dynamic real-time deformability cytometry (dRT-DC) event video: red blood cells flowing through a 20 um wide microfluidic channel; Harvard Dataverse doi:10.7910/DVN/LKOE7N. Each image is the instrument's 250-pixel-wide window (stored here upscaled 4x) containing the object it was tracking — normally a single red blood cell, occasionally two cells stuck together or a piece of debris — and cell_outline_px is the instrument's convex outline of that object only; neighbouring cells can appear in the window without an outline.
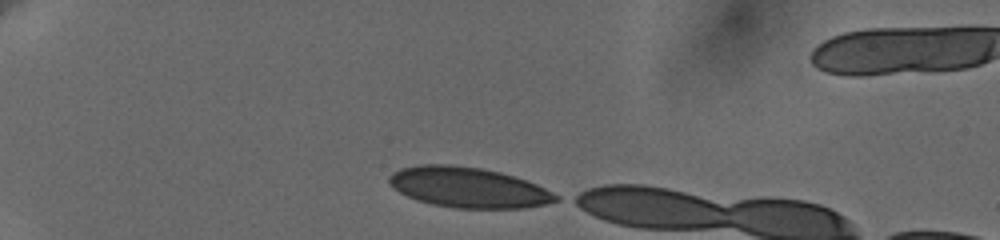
{"species": "human", "species_latin": "Homo sapiens", "temperature_condition": "cold", "stored_images_in_passage": 9, "camera_frame_rate_fps": 3000, "um_per_image_px": 0.085, "donor": {"sex": "female"}, "frame": {"image": 1, "passage_image": 1, "time_ms": 0.0, "image_size_px": [1000, 240], "cell_outline_px": [[560, 200], [544, 204], [524, 208], [456, 208], [432, 204], [416, 200], [400, 192], [388, 184], [388, 176], [392, 172], [400, 168], [420, 164], [452, 164], [480, 168], [500, 172], [536, 184], [560, 196]], "centroid_in_image_um": [39.76, 15.92], "position_along_channel_um": 45.2, "area_um2": 39.19}}
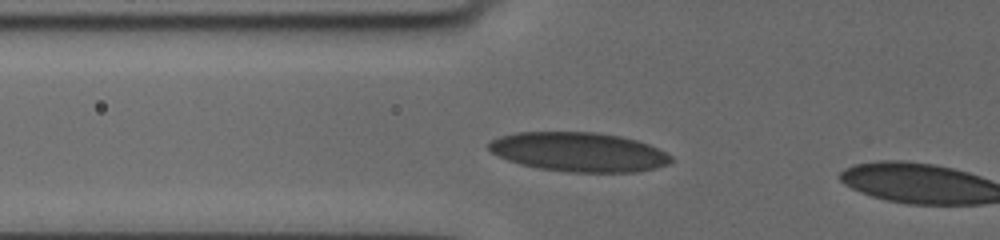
{"frame": {"image": 2, "passage_image": 8, "time_ms": 2.333, "image_size_px": [1000, 240], "cell_outline_px": [[672, 160], [668, 164], [656, 168], [636, 172], [568, 172], [540, 168], [520, 164], [508, 160], [492, 152], [488, 148], [488, 144], [492, 140], [500, 136], [516, 132], [596, 132], [620, 136], [636, 140], [648, 144], [672, 156]], "centroid_in_image_um": [49.2, 12.92], "position_along_channel_um": 76.6, "area_um2": 41.56}}